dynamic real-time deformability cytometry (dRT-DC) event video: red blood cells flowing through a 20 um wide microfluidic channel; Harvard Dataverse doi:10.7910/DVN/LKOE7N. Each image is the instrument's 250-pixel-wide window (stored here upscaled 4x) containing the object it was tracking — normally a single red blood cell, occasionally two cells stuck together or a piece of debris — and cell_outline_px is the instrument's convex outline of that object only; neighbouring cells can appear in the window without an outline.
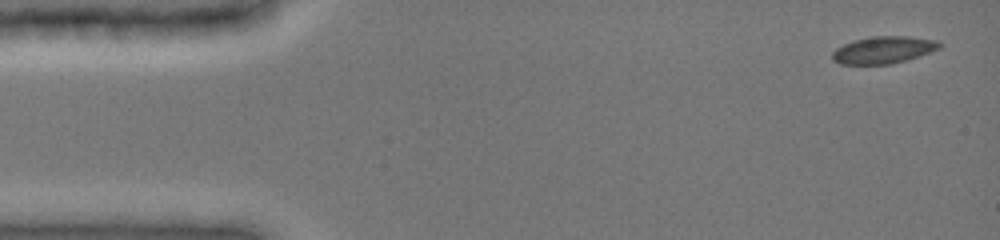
{"species": "common noctule bat (a hibernating species)", "species_latin": "Nyctalus noctula", "temperature_condition": "cold", "stored_images_in_passage": 8, "camera_frame_rate_fps": 3000, "um_per_image_px": 0.085, "animal": {"sex": "female", "body_mass_g": 19.0, "forearm_length_mm": 51.5}, "frame": {"image": 1, "passage_image": 1, "time_ms": 0.0, "image_size_px": [1000, 240], "cell_outline_px": [[944, 44], [940, 48], [892, 64], [840, 64], [832, 60], [832, 52], [836, 48], [852, 40], [872, 36], [908, 36], [940, 40]], "centroid_in_image_um": [75.09, 4.23], "position_along_channel_um": 9.9, "area_um2": 16.99}}
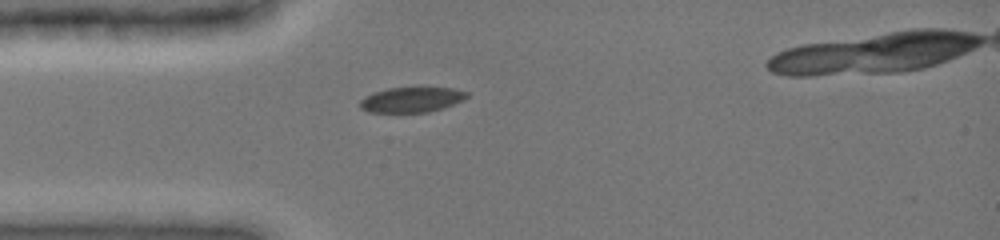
{"frame": {"image": 2, "passage_image": 6, "time_ms": 3.667, "image_size_px": [1000, 240], "cell_outline_px": [[468, 96], [464, 100], [428, 112], [368, 112], [360, 108], [360, 100], [364, 96], [372, 92], [388, 88], [452, 88], [468, 92]], "centroid_in_image_um": [34.94, 8.47], "position_along_channel_um": 50.1, "area_um2": 15.55}}
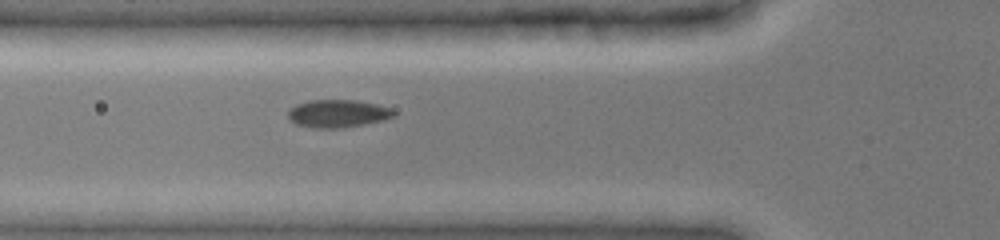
{"frame": {"image": 3, "passage_image": 8, "time_ms": 5.0, "image_size_px": [1000, 240], "cell_outline_px": [[396, 116], [384, 120], [364, 124], [340, 128], [312, 128], [296, 124], [288, 120], [288, 112], [296, 104], [308, 100], [356, 100], [376, 104], [388, 108], [396, 112]], "centroid_in_image_um": [28.69, 9.65], "position_along_channel_um": 97.1, "area_um2": 17.17}}